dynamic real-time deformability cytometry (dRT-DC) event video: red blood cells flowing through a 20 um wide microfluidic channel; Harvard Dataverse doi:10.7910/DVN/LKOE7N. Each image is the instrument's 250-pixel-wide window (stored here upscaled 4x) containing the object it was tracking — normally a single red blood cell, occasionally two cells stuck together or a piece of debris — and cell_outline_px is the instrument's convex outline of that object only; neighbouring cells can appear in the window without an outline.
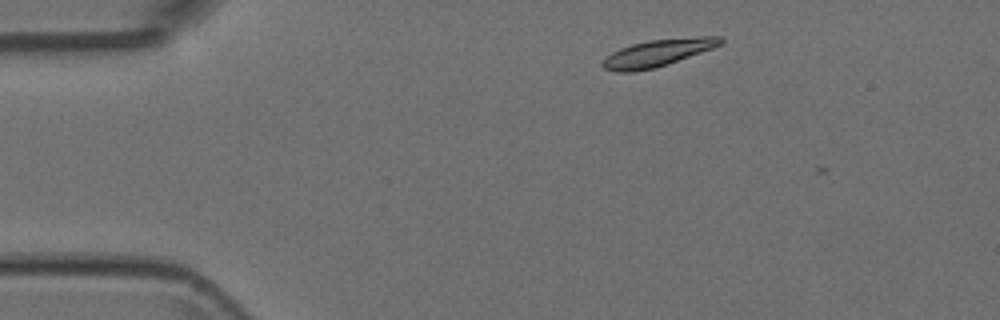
{"species": "Egyptian fruit bat (a non-hibernating species)", "species_latin": "Rousettus aegyptiacus", "temperature_condition": "room temperature", "stored_images_in_passage": 5, "camera_frame_rate_fps": 3000, "um_per_image_px": 0.085, "animal": {"sex": "female"}, "frame": {"image": 1, "passage_image": 2, "time_ms": 0.333, "image_size_px": [1000, 320], "cell_outline_px": [[724, 44], [668, 64], [652, 68], [632, 72], [616, 72], [604, 68], [600, 64], [612, 52], [620, 48], [632, 44], [648, 40], [696, 36], [720, 36], [724, 40]], "centroid_in_image_um": [55.94, 4.48], "position_along_channel_um": 29.1, "area_um2": 18.61}}
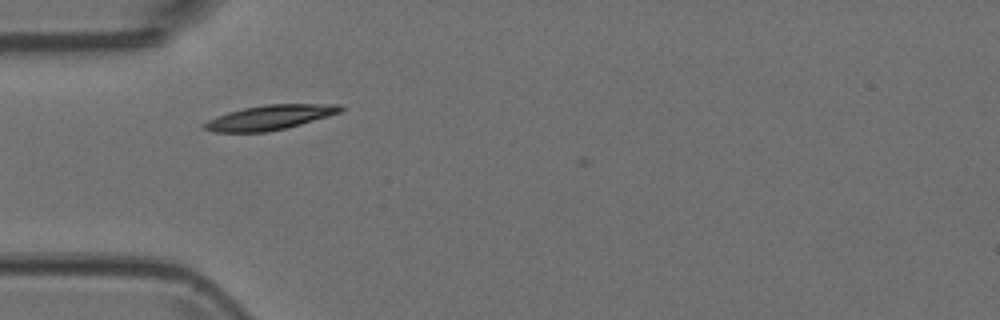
{"frame": {"image": 2, "passage_image": 4, "time_ms": 1.0, "image_size_px": [1000, 320], "cell_outline_px": [[344, 108], [340, 112], [328, 116], [300, 124], [284, 128], [264, 132], [212, 132], [204, 128], [200, 124], [216, 116], [228, 112], [244, 108], [268, 104], [340, 104]], "centroid_in_image_um": [22.89, 9.98], "position_along_channel_um": 62.1, "area_um2": 19.42}}
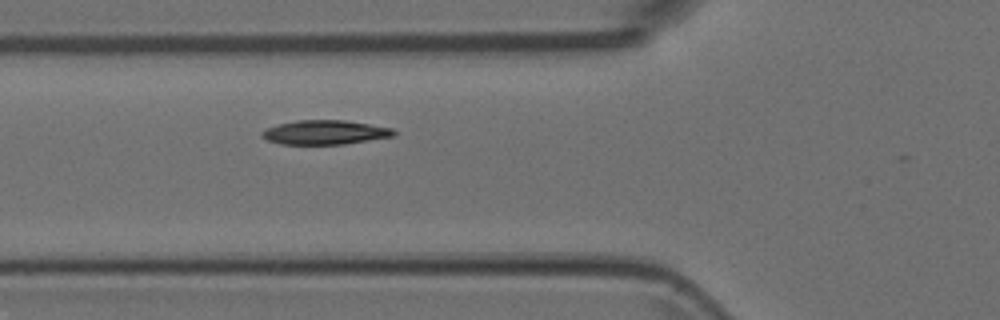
{"frame": {"image": 3, "passage_image": 5, "time_ms": 1.333, "image_size_px": [1000, 320], "cell_outline_px": [[396, 132], [392, 136], [344, 144], [280, 144], [268, 140], [260, 136], [260, 132], [268, 128], [280, 124], [296, 120], [344, 120], [392, 128]], "centroid_in_image_um": [27.58, 11.25], "position_along_channel_um": 98.2, "area_um2": 18.38}}